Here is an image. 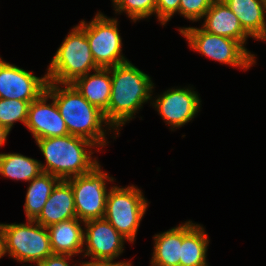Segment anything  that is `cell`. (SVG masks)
Wrapping results in <instances>:
<instances>
[{
    "label": "cell",
    "instance_id": "obj_1",
    "mask_svg": "<svg viewBox=\"0 0 266 266\" xmlns=\"http://www.w3.org/2000/svg\"><path fill=\"white\" fill-rule=\"evenodd\" d=\"M112 89L109 107L104 112L110 128L117 130L130 121L143 103L150 100L153 82L150 76L130 61L110 68ZM115 127V128H114Z\"/></svg>",
    "mask_w": 266,
    "mask_h": 266
},
{
    "label": "cell",
    "instance_id": "obj_2",
    "mask_svg": "<svg viewBox=\"0 0 266 266\" xmlns=\"http://www.w3.org/2000/svg\"><path fill=\"white\" fill-rule=\"evenodd\" d=\"M46 92L55 100L70 135L88 139L97 147L107 144L102 124H109L104 113L90 104L71 83L48 82Z\"/></svg>",
    "mask_w": 266,
    "mask_h": 266
},
{
    "label": "cell",
    "instance_id": "obj_3",
    "mask_svg": "<svg viewBox=\"0 0 266 266\" xmlns=\"http://www.w3.org/2000/svg\"><path fill=\"white\" fill-rule=\"evenodd\" d=\"M35 141L46 160L45 165L40 164L42 171L60 180L84 175L99 164L96 159H92V150L86 149L97 147L88 139L69 134Z\"/></svg>",
    "mask_w": 266,
    "mask_h": 266
},
{
    "label": "cell",
    "instance_id": "obj_4",
    "mask_svg": "<svg viewBox=\"0 0 266 266\" xmlns=\"http://www.w3.org/2000/svg\"><path fill=\"white\" fill-rule=\"evenodd\" d=\"M35 224V225H34ZM37 265L52 255L47 227L34 220L26 224H0V255Z\"/></svg>",
    "mask_w": 266,
    "mask_h": 266
},
{
    "label": "cell",
    "instance_id": "obj_5",
    "mask_svg": "<svg viewBox=\"0 0 266 266\" xmlns=\"http://www.w3.org/2000/svg\"><path fill=\"white\" fill-rule=\"evenodd\" d=\"M98 68L93 59L86 32L78 25L67 35L55 53L46 76L48 82L72 83L76 78Z\"/></svg>",
    "mask_w": 266,
    "mask_h": 266
},
{
    "label": "cell",
    "instance_id": "obj_6",
    "mask_svg": "<svg viewBox=\"0 0 266 266\" xmlns=\"http://www.w3.org/2000/svg\"><path fill=\"white\" fill-rule=\"evenodd\" d=\"M148 203L140 189L113 186L107 195L104 218L127 241L134 242Z\"/></svg>",
    "mask_w": 266,
    "mask_h": 266
},
{
    "label": "cell",
    "instance_id": "obj_7",
    "mask_svg": "<svg viewBox=\"0 0 266 266\" xmlns=\"http://www.w3.org/2000/svg\"><path fill=\"white\" fill-rule=\"evenodd\" d=\"M179 31L188 40L191 49L208 58L245 70L255 64L254 54L237 40L208 33L202 28L183 27Z\"/></svg>",
    "mask_w": 266,
    "mask_h": 266
},
{
    "label": "cell",
    "instance_id": "obj_8",
    "mask_svg": "<svg viewBox=\"0 0 266 266\" xmlns=\"http://www.w3.org/2000/svg\"><path fill=\"white\" fill-rule=\"evenodd\" d=\"M97 164L90 172L67 179L71 184L76 216L81 222L104 218L107 192L106 180L113 181Z\"/></svg>",
    "mask_w": 266,
    "mask_h": 266
},
{
    "label": "cell",
    "instance_id": "obj_9",
    "mask_svg": "<svg viewBox=\"0 0 266 266\" xmlns=\"http://www.w3.org/2000/svg\"><path fill=\"white\" fill-rule=\"evenodd\" d=\"M117 24V19L107 18L100 12L88 24L84 20L80 22L99 68H111L128 61L121 53L122 39Z\"/></svg>",
    "mask_w": 266,
    "mask_h": 266
},
{
    "label": "cell",
    "instance_id": "obj_10",
    "mask_svg": "<svg viewBox=\"0 0 266 266\" xmlns=\"http://www.w3.org/2000/svg\"><path fill=\"white\" fill-rule=\"evenodd\" d=\"M84 243L86 242V256H91L89 262L113 261L123 252L122 236L105 218L91 219L83 222Z\"/></svg>",
    "mask_w": 266,
    "mask_h": 266
},
{
    "label": "cell",
    "instance_id": "obj_11",
    "mask_svg": "<svg viewBox=\"0 0 266 266\" xmlns=\"http://www.w3.org/2000/svg\"><path fill=\"white\" fill-rule=\"evenodd\" d=\"M48 78L36 77L0 58V98L32 101L38 99L45 91Z\"/></svg>",
    "mask_w": 266,
    "mask_h": 266
},
{
    "label": "cell",
    "instance_id": "obj_12",
    "mask_svg": "<svg viewBox=\"0 0 266 266\" xmlns=\"http://www.w3.org/2000/svg\"><path fill=\"white\" fill-rule=\"evenodd\" d=\"M199 95L189 88L169 89L155 100L154 107L171 129L191 121L200 108Z\"/></svg>",
    "mask_w": 266,
    "mask_h": 266
},
{
    "label": "cell",
    "instance_id": "obj_13",
    "mask_svg": "<svg viewBox=\"0 0 266 266\" xmlns=\"http://www.w3.org/2000/svg\"><path fill=\"white\" fill-rule=\"evenodd\" d=\"M48 98L49 94L45 91L29 104L26 126L35 140L69 135L55 100L46 104Z\"/></svg>",
    "mask_w": 266,
    "mask_h": 266
},
{
    "label": "cell",
    "instance_id": "obj_14",
    "mask_svg": "<svg viewBox=\"0 0 266 266\" xmlns=\"http://www.w3.org/2000/svg\"><path fill=\"white\" fill-rule=\"evenodd\" d=\"M202 29L208 33L232 38L243 46L247 37H250L242 28L238 17L223 0H216L207 10Z\"/></svg>",
    "mask_w": 266,
    "mask_h": 266
},
{
    "label": "cell",
    "instance_id": "obj_15",
    "mask_svg": "<svg viewBox=\"0 0 266 266\" xmlns=\"http://www.w3.org/2000/svg\"><path fill=\"white\" fill-rule=\"evenodd\" d=\"M72 218H77L72 187L67 180H60L34 221L48 227Z\"/></svg>",
    "mask_w": 266,
    "mask_h": 266
},
{
    "label": "cell",
    "instance_id": "obj_16",
    "mask_svg": "<svg viewBox=\"0 0 266 266\" xmlns=\"http://www.w3.org/2000/svg\"><path fill=\"white\" fill-rule=\"evenodd\" d=\"M94 72L76 78L71 84L90 104L104 113L111 97V71L110 68H98Z\"/></svg>",
    "mask_w": 266,
    "mask_h": 266
},
{
    "label": "cell",
    "instance_id": "obj_17",
    "mask_svg": "<svg viewBox=\"0 0 266 266\" xmlns=\"http://www.w3.org/2000/svg\"><path fill=\"white\" fill-rule=\"evenodd\" d=\"M252 38L266 41V0H223Z\"/></svg>",
    "mask_w": 266,
    "mask_h": 266
},
{
    "label": "cell",
    "instance_id": "obj_18",
    "mask_svg": "<svg viewBox=\"0 0 266 266\" xmlns=\"http://www.w3.org/2000/svg\"><path fill=\"white\" fill-rule=\"evenodd\" d=\"M77 218L52 224L47 227L53 254L76 255L84 249V230Z\"/></svg>",
    "mask_w": 266,
    "mask_h": 266
},
{
    "label": "cell",
    "instance_id": "obj_19",
    "mask_svg": "<svg viewBox=\"0 0 266 266\" xmlns=\"http://www.w3.org/2000/svg\"><path fill=\"white\" fill-rule=\"evenodd\" d=\"M209 237L204 228L188 221L183 224L180 266H208L206 252Z\"/></svg>",
    "mask_w": 266,
    "mask_h": 266
},
{
    "label": "cell",
    "instance_id": "obj_20",
    "mask_svg": "<svg viewBox=\"0 0 266 266\" xmlns=\"http://www.w3.org/2000/svg\"><path fill=\"white\" fill-rule=\"evenodd\" d=\"M152 266H180L183 224L154 236Z\"/></svg>",
    "mask_w": 266,
    "mask_h": 266
},
{
    "label": "cell",
    "instance_id": "obj_21",
    "mask_svg": "<svg viewBox=\"0 0 266 266\" xmlns=\"http://www.w3.org/2000/svg\"><path fill=\"white\" fill-rule=\"evenodd\" d=\"M59 181V178L45 172L30 181L24 204L27 220H35L39 216Z\"/></svg>",
    "mask_w": 266,
    "mask_h": 266
},
{
    "label": "cell",
    "instance_id": "obj_22",
    "mask_svg": "<svg viewBox=\"0 0 266 266\" xmlns=\"http://www.w3.org/2000/svg\"><path fill=\"white\" fill-rule=\"evenodd\" d=\"M38 160L17 153L0 154V174L4 177L31 181L43 171Z\"/></svg>",
    "mask_w": 266,
    "mask_h": 266
},
{
    "label": "cell",
    "instance_id": "obj_23",
    "mask_svg": "<svg viewBox=\"0 0 266 266\" xmlns=\"http://www.w3.org/2000/svg\"><path fill=\"white\" fill-rule=\"evenodd\" d=\"M29 104L28 101L0 98V125L9 132L17 121L26 125Z\"/></svg>",
    "mask_w": 266,
    "mask_h": 266
},
{
    "label": "cell",
    "instance_id": "obj_24",
    "mask_svg": "<svg viewBox=\"0 0 266 266\" xmlns=\"http://www.w3.org/2000/svg\"><path fill=\"white\" fill-rule=\"evenodd\" d=\"M113 4L116 12L124 11L134 22L148 18L156 9V0H115Z\"/></svg>",
    "mask_w": 266,
    "mask_h": 266
},
{
    "label": "cell",
    "instance_id": "obj_25",
    "mask_svg": "<svg viewBox=\"0 0 266 266\" xmlns=\"http://www.w3.org/2000/svg\"><path fill=\"white\" fill-rule=\"evenodd\" d=\"M216 0H180L179 14L191 21H198Z\"/></svg>",
    "mask_w": 266,
    "mask_h": 266
},
{
    "label": "cell",
    "instance_id": "obj_26",
    "mask_svg": "<svg viewBox=\"0 0 266 266\" xmlns=\"http://www.w3.org/2000/svg\"><path fill=\"white\" fill-rule=\"evenodd\" d=\"M180 0H156L155 14H157L158 21L165 25L171 17L179 13Z\"/></svg>",
    "mask_w": 266,
    "mask_h": 266
},
{
    "label": "cell",
    "instance_id": "obj_27",
    "mask_svg": "<svg viewBox=\"0 0 266 266\" xmlns=\"http://www.w3.org/2000/svg\"><path fill=\"white\" fill-rule=\"evenodd\" d=\"M72 257L67 254H52L41 261L37 266H70L66 261Z\"/></svg>",
    "mask_w": 266,
    "mask_h": 266
},
{
    "label": "cell",
    "instance_id": "obj_28",
    "mask_svg": "<svg viewBox=\"0 0 266 266\" xmlns=\"http://www.w3.org/2000/svg\"><path fill=\"white\" fill-rule=\"evenodd\" d=\"M76 266V265H75ZM80 266H132L130 262H83Z\"/></svg>",
    "mask_w": 266,
    "mask_h": 266
},
{
    "label": "cell",
    "instance_id": "obj_29",
    "mask_svg": "<svg viewBox=\"0 0 266 266\" xmlns=\"http://www.w3.org/2000/svg\"><path fill=\"white\" fill-rule=\"evenodd\" d=\"M8 134L9 131L5 127L0 125V146L5 143Z\"/></svg>",
    "mask_w": 266,
    "mask_h": 266
}]
</instances>
